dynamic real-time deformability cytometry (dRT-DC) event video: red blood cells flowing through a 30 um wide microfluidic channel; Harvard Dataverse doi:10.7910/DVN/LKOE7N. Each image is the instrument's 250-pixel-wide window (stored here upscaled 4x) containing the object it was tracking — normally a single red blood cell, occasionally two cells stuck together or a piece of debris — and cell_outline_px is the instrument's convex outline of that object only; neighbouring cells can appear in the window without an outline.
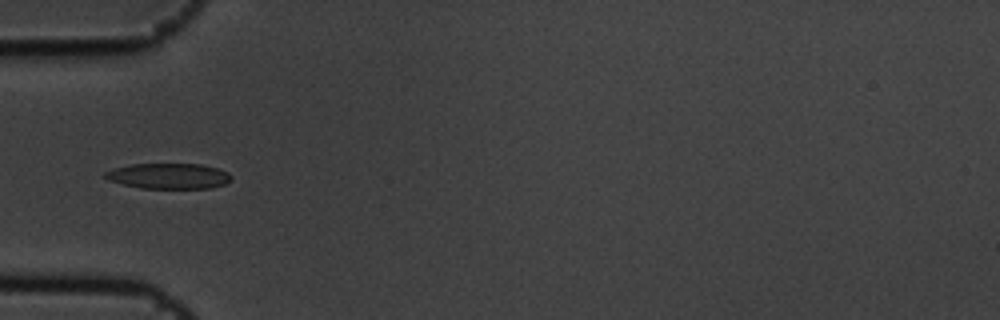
{"species": "common noctule bat (a hibernating species)", "species_latin": "Nyctalus noctula", "temperature_condition": "cold", "stored_images_in_passage": 4, "camera_frame_rate_fps": 3000, "um_per_image_px": 0.085, "animal": {"sex": "male", "body_mass_g": 19.5, "forearm_length_mm": 54.6}, "frame": {"image": 1, "passage_image": 3, "time_ms": 0.667, "image_size_px": [1000, 320], "cell_outline_px": [[232, 176], [224, 184], [212, 188], [140, 188], [108, 180], [104, 176], [104, 172], [112, 168], [132, 164], [200, 164], [216, 168], [228, 172]], "centroid_in_image_um": [14.3, 14.96], "position_along_channel_um": 70.7, "area_um2": 18.67}}
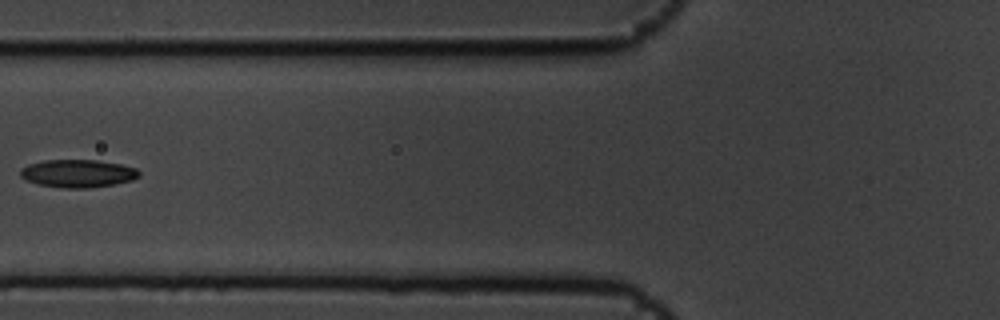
{"frame": {"image": 2, "passage_image": 4, "time_ms": 1.0, "image_size_px": [1000, 320], "cell_outline_px": [[140, 176], [132, 180], [112, 184], [88, 188], [64, 188], [40, 184], [28, 180], [20, 176], [20, 168], [28, 164], [44, 160], [96, 160], [120, 164], [136, 168], [140, 172]], "centroid_in_image_um": [6.61, 14.73], "position_along_channel_um": 119.2, "area_um2": 19.13}}